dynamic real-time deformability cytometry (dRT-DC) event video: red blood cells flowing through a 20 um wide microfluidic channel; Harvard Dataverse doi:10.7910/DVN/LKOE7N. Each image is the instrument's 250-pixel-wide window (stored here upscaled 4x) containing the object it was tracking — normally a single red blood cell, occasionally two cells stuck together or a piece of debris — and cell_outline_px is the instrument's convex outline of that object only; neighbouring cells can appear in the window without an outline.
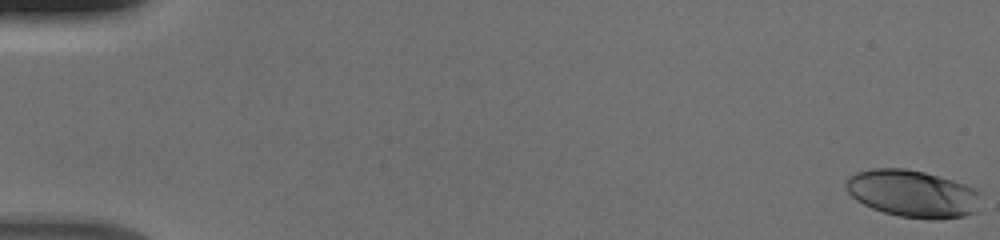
{"species": "human", "species_latin": "Homo sapiens", "temperature_condition": "cold", "stored_images_in_passage": 54, "camera_frame_rate_fps": 3000, "um_per_image_px": 0.085, "donor": {"sex": "male"}, "frame": {"image": 1, "passage_image": 1, "time_ms": 0.0, "image_size_px": [1000, 240], "cell_outline_px": [[980, 192], [976, 212], [964, 216], [940, 220], [928, 220], [900, 216], [884, 212], [872, 208], [856, 200], [844, 188], [844, 184], [848, 176], [856, 172], [872, 168], [904, 168], [924, 172], [952, 180], [976, 188]], "centroid_in_image_um": [77.55, 16.46], "position_along_channel_um": 7.4, "area_um2": 37.4}}
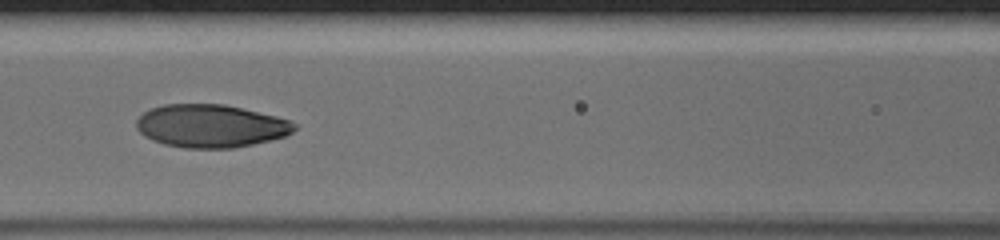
{"frame": {"image": 2, "passage_image": 26, "time_ms": 8.333, "image_size_px": [1000, 240], "cell_outline_px": [[300, 124], [292, 132], [284, 136], [252, 144], [232, 148], [184, 148], [164, 144], [152, 140], [144, 136], [136, 128], [136, 120], [144, 112], [152, 108], [164, 104], [224, 104], [276, 116]], "centroid_in_image_um": [17.9, 10.7], "position_along_channel_um": 148.7, "area_um2": 39.48}}
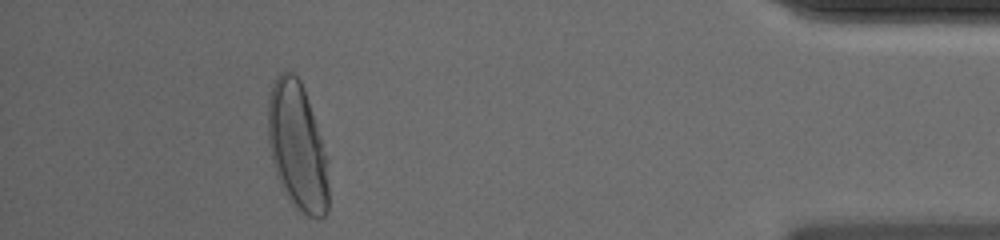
{"frame": {"image": 3, "passage_image": 50, "time_ms": 16.333, "image_size_px": [1000, 240], "cell_outline_px": [[328, 212], [324, 216], [308, 216], [296, 208], [288, 200], [276, 176], [272, 160], [268, 140], [268, 100], [272, 84], [276, 76], [280, 72], [288, 68], [300, 80], [304, 88], [328, 160]], "centroid_in_image_um": [25.26, 12.44], "position_along_channel_um": 409.9, "area_um2": 45.32}}